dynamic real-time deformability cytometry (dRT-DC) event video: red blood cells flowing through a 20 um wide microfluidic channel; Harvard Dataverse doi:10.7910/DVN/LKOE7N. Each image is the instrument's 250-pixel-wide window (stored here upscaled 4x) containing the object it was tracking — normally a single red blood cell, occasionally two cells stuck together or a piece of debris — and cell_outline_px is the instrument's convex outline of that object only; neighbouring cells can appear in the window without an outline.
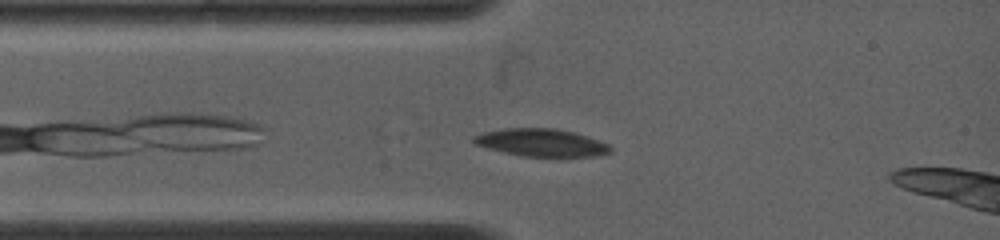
{"species": "common noctule bat (a hibernating species)", "species_latin": "Nyctalus noctula", "temperature_condition": "warm", "stored_images_in_passage": 60, "camera_frame_rate_fps": 4500, "um_per_image_px": 0.085, "animal": {"sex": "female", "body_mass_g": 19.0, "forearm_length_mm": 53.3}, "frame": {"image": 1, "passage_image": 6, "time_ms": 0.889, "image_size_px": [1000, 240], "cell_outline_px": [[612, 152], [596, 156], [520, 156], [488, 148], [476, 144], [472, 140], [472, 136], [484, 132], [504, 128], [552, 128], [576, 132], [588, 136], [608, 144], [612, 148]], "centroid_in_image_um": [46.03, 12.11], "position_along_channel_um": 39.0, "area_um2": 21.96}}
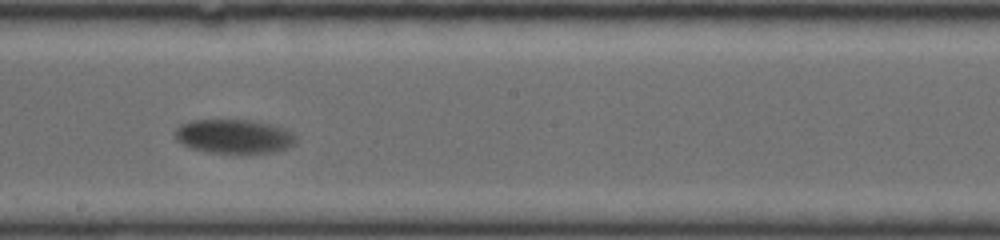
{"frame": {"image": 2, "passage_image": 29, "time_ms": 6.222, "image_size_px": [1000, 240], "cell_outline_px": [[296, 144], [288, 148], [276, 152], [212, 152], [188, 148], [176, 140], [176, 128], [180, 124], [192, 120], [248, 120], [268, 124], [284, 128], [292, 132], [296, 136]], "centroid_in_image_um": [19.9, 11.59], "position_along_channel_um": 228.3, "area_um2": 23.87}}
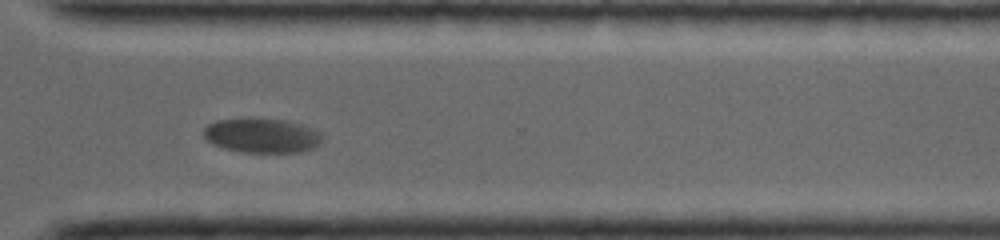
{"frame": {"image": 3, "passage_image": 44, "time_ms": 9.556, "image_size_px": [1000, 240], "cell_outline_px": [[320, 144], [312, 148], [296, 152], [244, 152], [224, 148], [212, 144], [204, 136], [204, 128], [208, 124], [216, 120], [284, 120], [304, 124], [320, 132]], "centroid_in_image_um": [22.27, 11.54], "position_along_channel_um": 348.3, "area_um2": 23.24}, "authors_computed_cell_mechanics": {"area_um2": 23.7847, "velocity_mm_per_s": 3.5789, "shape_relaxation_time_tau1_ms": 2.6075, "shape_relaxation_time_tau2_ms": null, "deformation_change_tau1": 0.087, "deformation_change_tau2": null}}